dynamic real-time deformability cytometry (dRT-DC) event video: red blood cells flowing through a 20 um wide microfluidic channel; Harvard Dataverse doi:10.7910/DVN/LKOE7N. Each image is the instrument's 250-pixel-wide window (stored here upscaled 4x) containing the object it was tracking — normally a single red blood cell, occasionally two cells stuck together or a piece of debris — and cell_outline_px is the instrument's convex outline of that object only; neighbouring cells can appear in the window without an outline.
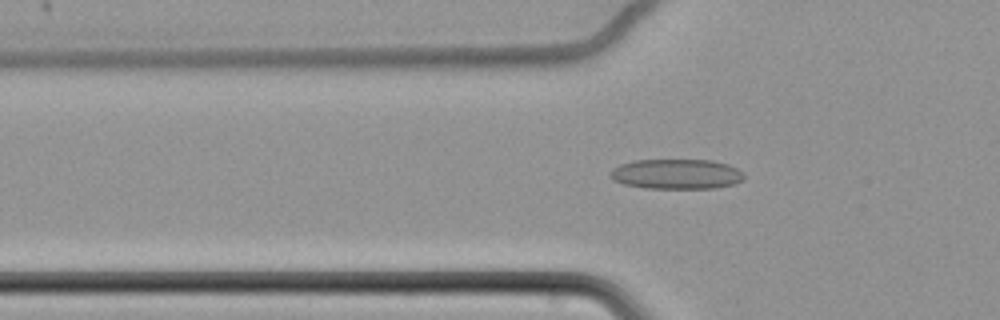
{"species": "common noctule bat (a hibernating species)", "species_latin": "Nyctalus noctula", "temperature_condition": "cold", "stored_images_in_passage": 64, "camera_frame_rate_fps": 3000, "um_per_image_px": 0.085, "animal": {"sex": "female", "body_mass_g": 22.7, "forearm_length_mm": 54.2}, "frame": {"image": 1, "passage_image": 24, "time_ms": 7.667, "image_size_px": [1000, 320], "cell_outline_px": [[744, 180], [732, 184], [716, 188], [644, 188], [624, 184], [612, 180], [608, 176], [608, 172], [612, 168], [620, 164], [632, 160], [712, 160], [728, 164], [744, 172]], "centroid_in_image_um": [57.46, 14.79], "position_along_channel_um": 68.3, "area_um2": 23.7}}
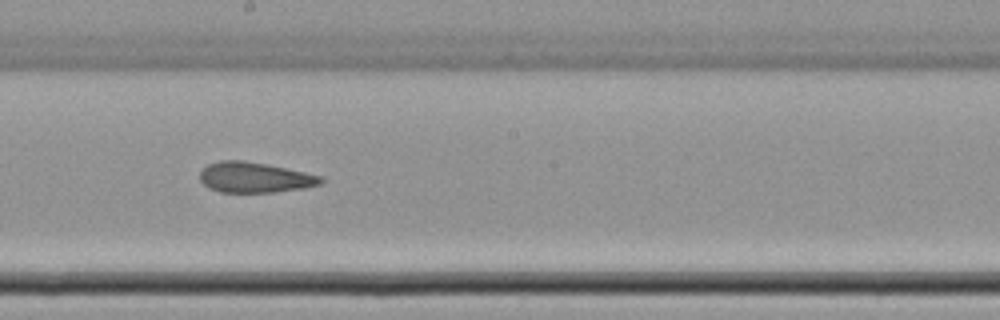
{"frame": {"image": 2, "passage_image": 38, "time_ms": 12.333, "image_size_px": [1000, 320], "cell_outline_px": [[324, 180], [320, 184], [304, 188], [276, 192], [220, 192], [208, 188], [200, 180], [200, 172], [208, 164], [220, 160], [244, 160], [268, 164], [304, 172], [320, 176]], "centroid_in_image_um": [21.63, 15.08], "position_along_channel_um": 226.6, "area_um2": 21.44}}
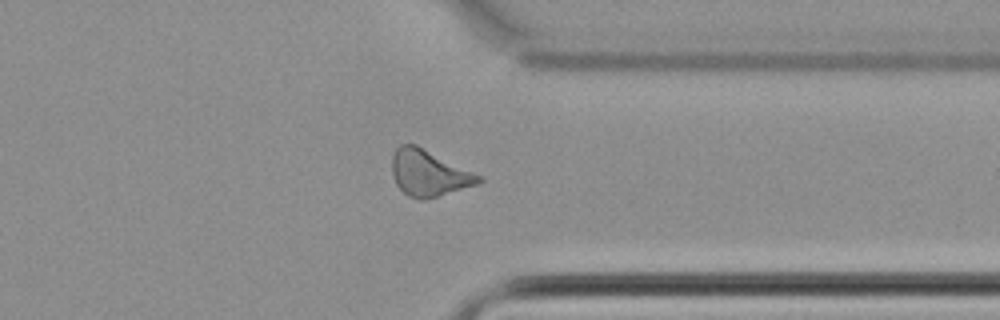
{"frame": {"image": 3, "passage_image": 51, "time_ms": 16.667, "image_size_px": [1000, 320], "cell_outline_px": [[484, 180], [476, 184], [424, 200], [420, 200], [408, 196], [396, 184], [392, 176], [392, 152], [400, 144], [416, 144], [484, 176]], "centroid_in_image_um": [36.44, 14.69], "position_along_channel_um": 375.0, "area_um2": 23.47}, "authors_computed_cell_mechanics": {"area_um2": 23.4668, "velocity_mm_per_s": 3.4585, "shape_relaxation_time_tau1_ms": null, "shape_relaxation_time_tau2_ms": 3.1157, "deformation_change_tau1": null, "deformation_change_tau2": 0.1252}}